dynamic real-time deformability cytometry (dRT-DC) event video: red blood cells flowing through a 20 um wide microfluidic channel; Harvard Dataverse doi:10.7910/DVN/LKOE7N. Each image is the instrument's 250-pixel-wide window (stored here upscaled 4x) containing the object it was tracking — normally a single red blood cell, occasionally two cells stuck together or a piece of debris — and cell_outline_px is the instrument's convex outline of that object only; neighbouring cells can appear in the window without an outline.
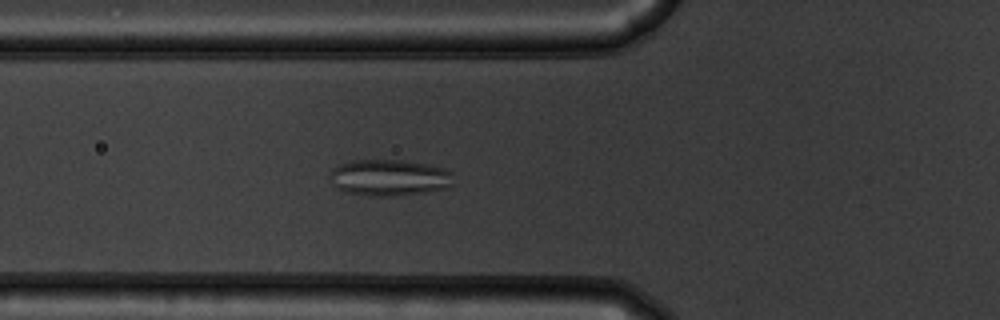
{"species": "common noctule bat (a hibernating species)", "species_latin": "Nyctalus noctula", "temperature_condition": "warm", "stored_images_in_passage": 55, "camera_frame_rate_fps": 3000, "um_per_image_px": 0.085, "animal": {"sex": "male", "body_mass_g": 19.5, "forearm_length_mm": 54.6}, "frame": {"image": 1, "passage_image": 21, "time_ms": 6.667, "image_size_px": [1000, 320], "cell_outline_px": [[452, 188], [428, 192], [396, 196], [368, 196], [344, 192], [336, 188], [332, 184], [328, 176], [328, 172], [332, 168], [340, 164], [352, 160], [408, 160], [428, 164], [444, 168], [452, 172]], "centroid_in_image_um": [33.08, 15.1], "position_along_channel_um": 92.7, "area_um2": 26.93}}
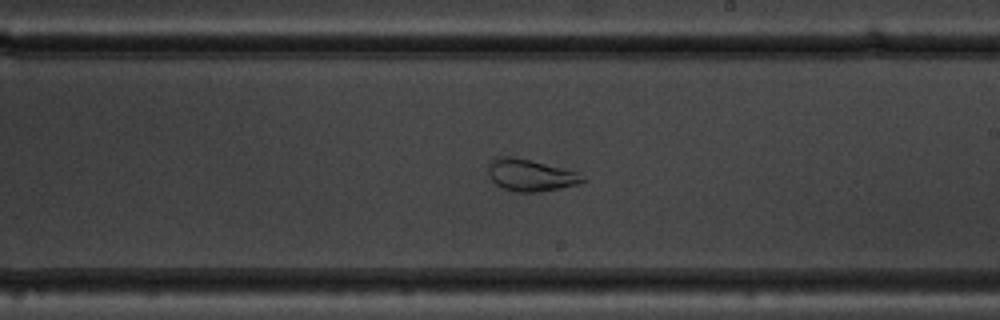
{"frame": {"image": 2, "passage_image": 33, "time_ms": 10.667, "image_size_px": [1000, 320], "cell_outline_px": [[584, 180], [580, 184], [540, 192], [516, 192], [504, 188], [496, 184], [488, 176], [488, 164], [496, 156], [512, 156], [532, 160], [576, 172]], "centroid_in_image_um": [45.03, 14.88], "position_along_channel_um": 244.0, "area_um2": 17.46}}
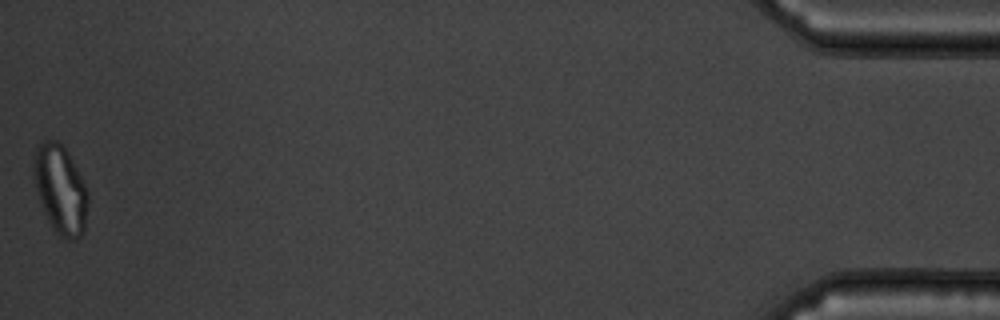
{"frame": {"image": 3, "passage_image": 55, "time_ms": 18.0, "image_size_px": [1000, 320], "cell_outline_px": [[88, 200], [84, 232], [76, 240], [68, 240], [56, 232], [48, 220], [44, 212], [32, 176], [32, 164], [36, 144], [40, 140], [56, 140], [68, 152], [88, 192]], "centroid_in_image_um": [5.1, 16.07], "position_along_channel_um": 430.1, "area_um2": 28.09}}